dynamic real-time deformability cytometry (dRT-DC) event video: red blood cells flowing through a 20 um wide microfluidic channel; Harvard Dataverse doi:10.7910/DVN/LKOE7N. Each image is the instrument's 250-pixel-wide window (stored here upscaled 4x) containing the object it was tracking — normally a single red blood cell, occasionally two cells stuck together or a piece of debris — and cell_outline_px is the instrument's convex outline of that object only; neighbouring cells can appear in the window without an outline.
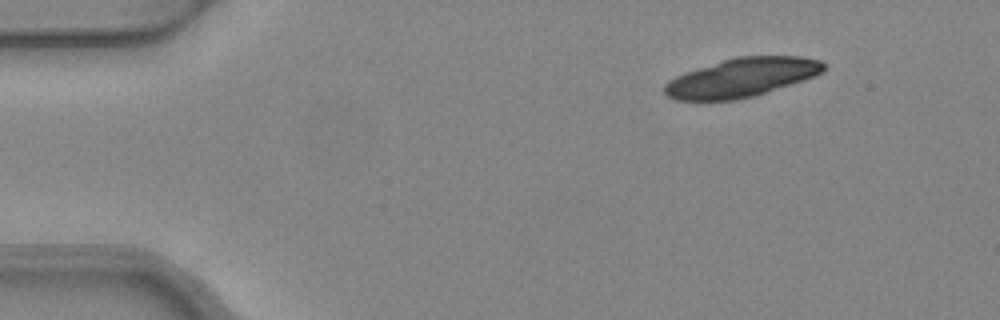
{"species": "common noctule bat (a hibernating species)", "species_latin": "Nyctalus noctula", "temperature_condition": "warm", "stored_images_in_passage": 6, "camera_frame_rate_fps": 3000, "um_per_image_px": 0.085, "animal": {"sex": "female", "body_mass_g": 24.6, "forearm_length_mm": 56.2}, "frame": {"image": 1, "passage_image": 1, "time_ms": 0.0, "image_size_px": [1000, 320], "cell_outline_px": [[828, 68], [824, 72], [816, 76], [804, 80], [752, 96], [736, 100], [676, 100], [668, 96], [664, 92], [664, 84], [668, 80], [676, 76], [736, 56], [800, 56], [820, 60], [828, 64]], "centroid_in_image_um": [63.11, 6.58], "position_along_channel_um": 21.9, "area_um2": 35.84}}
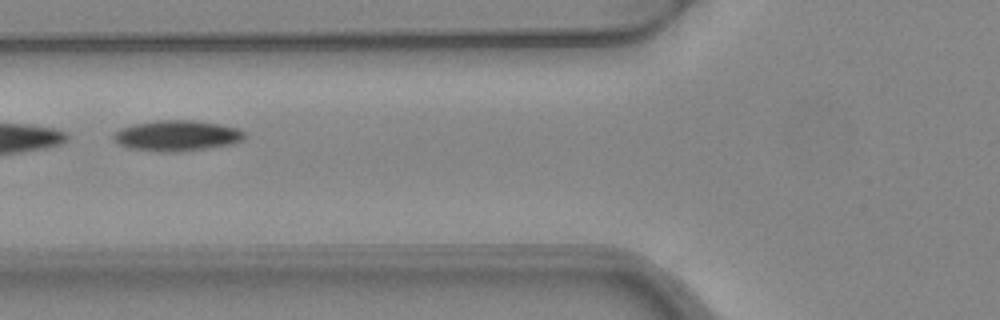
{"frame": {"image": 2, "passage_image": 5, "time_ms": 1.333, "image_size_px": [1000, 320], "cell_outline_px": [[244, 140], [232, 144], [176, 152], [160, 152], [128, 148], [112, 140], [112, 136], [120, 128], [132, 124], [156, 120], [192, 120], [220, 124], [240, 128], [244, 132]], "centroid_in_image_um": [15.02, 11.52], "position_along_channel_um": 110.8, "area_um2": 23.52}}
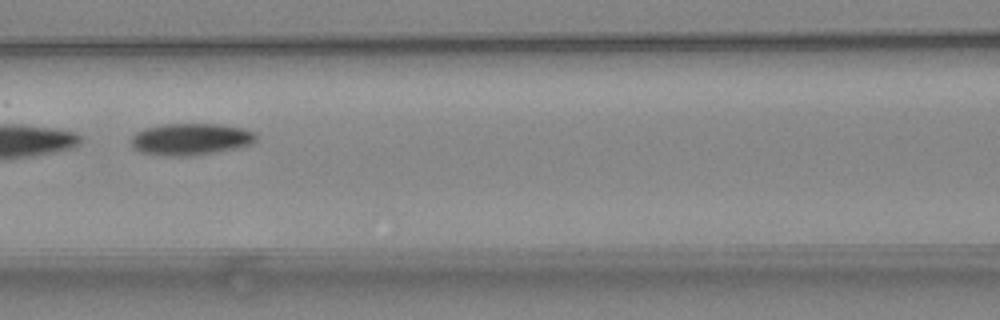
{"frame": {"image": 3, "passage_image": 6, "time_ms": 1.667, "image_size_px": [1000, 320], "cell_outline_px": [[256, 140], [252, 144], [236, 148], [188, 156], [160, 156], [140, 152], [132, 148], [132, 136], [136, 132], [144, 128], [164, 124], [216, 124], [244, 128], [256, 132]], "centroid_in_image_um": [16.19, 11.83], "position_along_channel_um": 150.4, "area_um2": 23.24}}